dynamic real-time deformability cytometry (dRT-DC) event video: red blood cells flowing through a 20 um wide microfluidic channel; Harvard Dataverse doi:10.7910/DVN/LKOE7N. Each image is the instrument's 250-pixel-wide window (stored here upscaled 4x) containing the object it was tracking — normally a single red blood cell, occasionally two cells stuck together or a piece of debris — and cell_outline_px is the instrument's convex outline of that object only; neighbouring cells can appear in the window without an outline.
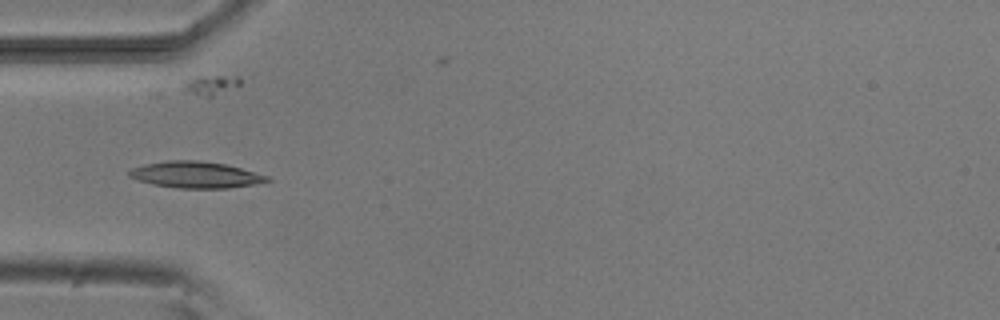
{"species": "common noctule bat (a hibernating species)", "species_latin": "Nyctalus noctula", "temperature_condition": "room temperature", "stored_images_in_passage": 12, "camera_frame_rate_fps": 3000, "um_per_image_px": 0.085, "animal": {"sex": "male", "body_mass_g": 20.5, "forearm_length_mm": 52.5}, "frame": {"image": 1, "passage_image": 5, "time_ms": 4.667, "image_size_px": [1000, 320], "cell_outline_px": [[272, 180], [252, 184], [228, 188], [176, 188], [152, 184], [128, 176], [128, 172], [132, 168], [144, 164], [168, 160], [196, 160], [224, 164], [240, 168], [268, 176]], "centroid_in_image_um": [16.59, 14.85], "position_along_channel_um": 68.4, "area_um2": 20.98}}
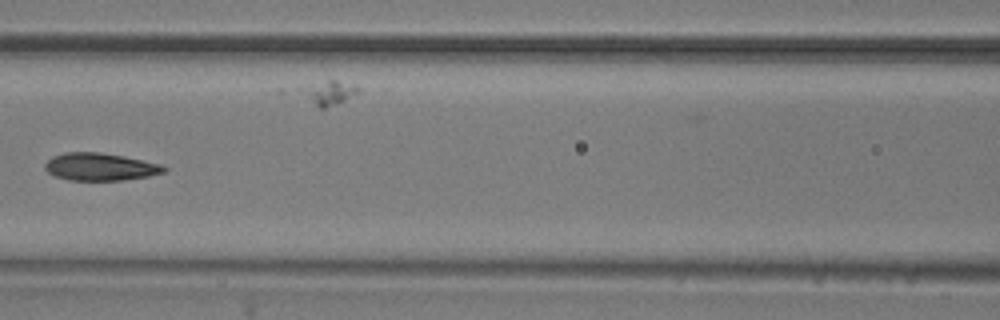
{"frame": {"image": 2, "passage_image": 7, "time_ms": 7.0, "image_size_px": [1000, 320], "cell_outline_px": [[168, 168], [164, 172], [148, 176], [124, 180], [68, 180], [56, 176], [48, 172], [44, 168], [44, 164], [52, 156], [64, 152], [100, 152], [124, 156], [160, 164]], "centroid_in_image_um": [8.49, 14.17], "position_along_channel_um": 158.1, "area_um2": 19.07}}
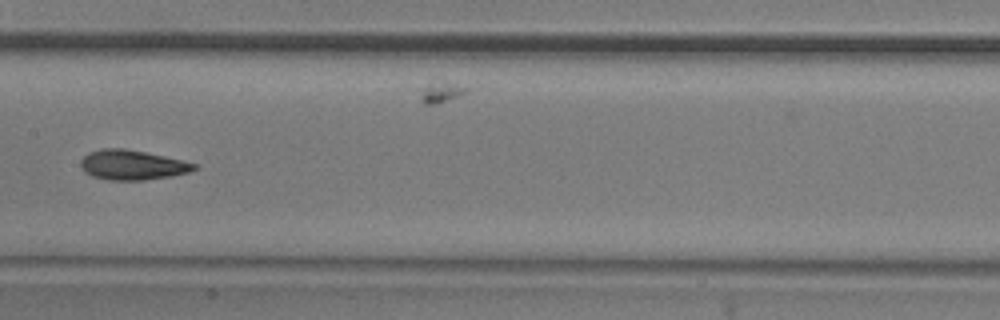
{"frame": {"image": 3, "passage_image": 8, "time_ms": 8.0, "image_size_px": [1000, 320], "cell_outline_px": [[200, 168], [188, 172], [172, 176], [144, 180], [108, 180], [92, 176], [84, 172], [80, 168], [80, 160], [88, 152], [104, 148], [124, 148], [164, 156], [196, 164]], "centroid_in_image_um": [11.21, 14.02], "position_along_channel_um": 196.2, "area_um2": 19.77}}